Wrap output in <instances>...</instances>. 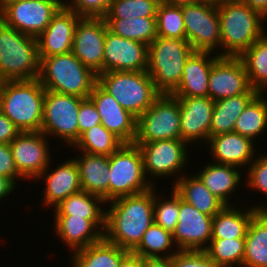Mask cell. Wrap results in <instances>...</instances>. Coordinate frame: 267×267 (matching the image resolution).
<instances>
[{"label":"cell","mask_w":267,"mask_h":267,"mask_svg":"<svg viewBox=\"0 0 267 267\" xmlns=\"http://www.w3.org/2000/svg\"><path fill=\"white\" fill-rule=\"evenodd\" d=\"M186 40L194 51L213 52L221 49V28L217 5L200 2L183 5ZM219 46V47H218Z\"/></svg>","instance_id":"13"},{"label":"cell","mask_w":267,"mask_h":267,"mask_svg":"<svg viewBox=\"0 0 267 267\" xmlns=\"http://www.w3.org/2000/svg\"><path fill=\"white\" fill-rule=\"evenodd\" d=\"M213 53L215 51H193L185 61L179 85L170 94L174 97H208L210 72L220 57Z\"/></svg>","instance_id":"22"},{"label":"cell","mask_w":267,"mask_h":267,"mask_svg":"<svg viewBox=\"0 0 267 267\" xmlns=\"http://www.w3.org/2000/svg\"><path fill=\"white\" fill-rule=\"evenodd\" d=\"M108 25L104 18L82 17L74 32L72 53L97 75L103 73V54Z\"/></svg>","instance_id":"16"},{"label":"cell","mask_w":267,"mask_h":267,"mask_svg":"<svg viewBox=\"0 0 267 267\" xmlns=\"http://www.w3.org/2000/svg\"><path fill=\"white\" fill-rule=\"evenodd\" d=\"M257 94L258 92L251 88L247 93L215 101L210 137L234 132L237 119Z\"/></svg>","instance_id":"31"},{"label":"cell","mask_w":267,"mask_h":267,"mask_svg":"<svg viewBox=\"0 0 267 267\" xmlns=\"http://www.w3.org/2000/svg\"><path fill=\"white\" fill-rule=\"evenodd\" d=\"M123 144L117 136L99 124L85 131L73 147L89 154L110 156Z\"/></svg>","instance_id":"38"},{"label":"cell","mask_w":267,"mask_h":267,"mask_svg":"<svg viewBox=\"0 0 267 267\" xmlns=\"http://www.w3.org/2000/svg\"><path fill=\"white\" fill-rule=\"evenodd\" d=\"M139 146L147 180L153 185L156 178H163L177 174L173 184L180 178V171L184 172L188 157V143L181 139L160 140L154 142H133ZM174 174V175H173ZM150 175L149 179L148 176ZM179 176V177H178ZM153 178V180H152ZM155 178V179H154ZM153 181V182H152Z\"/></svg>","instance_id":"12"},{"label":"cell","mask_w":267,"mask_h":267,"mask_svg":"<svg viewBox=\"0 0 267 267\" xmlns=\"http://www.w3.org/2000/svg\"><path fill=\"white\" fill-rule=\"evenodd\" d=\"M108 29L126 39L150 45L157 37L156 17L104 19Z\"/></svg>","instance_id":"37"},{"label":"cell","mask_w":267,"mask_h":267,"mask_svg":"<svg viewBox=\"0 0 267 267\" xmlns=\"http://www.w3.org/2000/svg\"><path fill=\"white\" fill-rule=\"evenodd\" d=\"M247 187L249 186L251 190H258L267 195V154L258 156L252 161V163L247 167ZM267 202L264 204H259L255 206L258 210H267Z\"/></svg>","instance_id":"43"},{"label":"cell","mask_w":267,"mask_h":267,"mask_svg":"<svg viewBox=\"0 0 267 267\" xmlns=\"http://www.w3.org/2000/svg\"><path fill=\"white\" fill-rule=\"evenodd\" d=\"M119 267H145V259L130 252L121 261Z\"/></svg>","instance_id":"50"},{"label":"cell","mask_w":267,"mask_h":267,"mask_svg":"<svg viewBox=\"0 0 267 267\" xmlns=\"http://www.w3.org/2000/svg\"><path fill=\"white\" fill-rule=\"evenodd\" d=\"M111 202V203H110ZM107 203L104 238L132 252L154 222V186Z\"/></svg>","instance_id":"1"},{"label":"cell","mask_w":267,"mask_h":267,"mask_svg":"<svg viewBox=\"0 0 267 267\" xmlns=\"http://www.w3.org/2000/svg\"><path fill=\"white\" fill-rule=\"evenodd\" d=\"M40 72L37 38L0 20V80H34Z\"/></svg>","instance_id":"5"},{"label":"cell","mask_w":267,"mask_h":267,"mask_svg":"<svg viewBox=\"0 0 267 267\" xmlns=\"http://www.w3.org/2000/svg\"><path fill=\"white\" fill-rule=\"evenodd\" d=\"M83 98L46 90L41 132L73 148L78 141V114Z\"/></svg>","instance_id":"11"},{"label":"cell","mask_w":267,"mask_h":267,"mask_svg":"<svg viewBox=\"0 0 267 267\" xmlns=\"http://www.w3.org/2000/svg\"><path fill=\"white\" fill-rule=\"evenodd\" d=\"M48 141L47 136L38 131L21 132L9 143L16 169L25 180H35L51 165Z\"/></svg>","instance_id":"14"},{"label":"cell","mask_w":267,"mask_h":267,"mask_svg":"<svg viewBox=\"0 0 267 267\" xmlns=\"http://www.w3.org/2000/svg\"><path fill=\"white\" fill-rule=\"evenodd\" d=\"M15 186L16 184L11 179L0 175V201L11 195L16 188Z\"/></svg>","instance_id":"49"},{"label":"cell","mask_w":267,"mask_h":267,"mask_svg":"<svg viewBox=\"0 0 267 267\" xmlns=\"http://www.w3.org/2000/svg\"><path fill=\"white\" fill-rule=\"evenodd\" d=\"M254 142L238 133H223L210 137L206 146L213 162L246 169L256 158ZM246 166V167H245Z\"/></svg>","instance_id":"23"},{"label":"cell","mask_w":267,"mask_h":267,"mask_svg":"<svg viewBox=\"0 0 267 267\" xmlns=\"http://www.w3.org/2000/svg\"><path fill=\"white\" fill-rule=\"evenodd\" d=\"M148 45L126 39L106 30L103 73L110 71H147Z\"/></svg>","instance_id":"17"},{"label":"cell","mask_w":267,"mask_h":267,"mask_svg":"<svg viewBox=\"0 0 267 267\" xmlns=\"http://www.w3.org/2000/svg\"><path fill=\"white\" fill-rule=\"evenodd\" d=\"M181 139L179 101L171 94H161L136 118L134 142Z\"/></svg>","instance_id":"10"},{"label":"cell","mask_w":267,"mask_h":267,"mask_svg":"<svg viewBox=\"0 0 267 267\" xmlns=\"http://www.w3.org/2000/svg\"><path fill=\"white\" fill-rule=\"evenodd\" d=\"M264 95L267 94L258 93L249 102L235 123V133L243 135L252 141L260 134H263L267 128V98Z\"/></svg>","instance_id":"36"},{"label":"cell","mask_w":267,"mask_h":267,"mask_svg":"<svg viewBox=\"0 0 267 267\" xmlns=\"http://www.w3.org/2000/svg\"><path fill=\"white\" fill-rule=\"evenodd\" d=\"M45 92L38 79L2 81L0 111L20 132L41 131Z\"/></svg>","instance_id":"3"},{"label":"cell","mask_w":267,"mask_h":267,"mask_svg":"<svg viewBox=\"0 0 267 267\" xmlns=\"http://www.w3.org/2000/svg\"><path fill=\"white\" fill-rule=\"evenodd\" d=\"M171 185L183 201L195 207L199 212L214 216L225 205L216 198L197 175L186 177L185 173Z\"/></svg>","instance_id":"28"},{"label":"cell","mask_w":267,"mask_h":267,"mask_svg":"<svg viewBox=\"0 0 267 267\" xmlns=\"http://www.w3.org/2000/svg\"><path fill=\"white\" fill-rule=\"evenodd\" d=\"M64 6L81 17L103 18L112 0H70ZM66 2V3H65ZM72 2V3H71Z\"/></svg>","instance_id":"44"},{"label":"cell","mask_w":267,"mask_h":267,"mask_svg":"<svg viewBox=\"0 0 267 267\" xmlns=\"http://www.w3.org/2000/svg\"><path fill=\"white\" fill-rule=\"evenodd\" d=\"M99 124L101 118L94 103L89 98L83 99L78 114V140L85 131Z\"/></svg>","instance_id":"46"},{"label":"cell","mask_w":267,"mask_h":267,"mask_svg":"<svg viewBox=\"0 0 267 267\" xmlns=\"http://www.w3.org/2000/svg\"><path fill=\"white\" fill-rule=\"evenodd\" d=\"M204 251L220 267H242L245 238L211 239Z\"/></svg>","instance_id":"39"},{"label":"cell","mask_w":267,"mask_h":267,"mask_svg":"<svg viewBox=\"0 0 267 267\" xmlns=\"http://www.w3.org/2000/svg\"><path fill=\"white\" fill-rule=\"evenodd\" d=\"M156 189L157 188L154 186V222L164 230L172 233L178 223L179 195L172 188L170 199H166L165 197V199L161 201V197L157 196Z\"/></svg>","instance_id":"42"},{"label":"cell","mask_w":267,"mask_h":267,"mask_svg":"<svg viewBox=\"0 0 267 267\" xmlns=\"http://www.w3.org/2000/svg\"><path fill=\"white\" fill-rule=\"evenodd\" d=\"M20 130L0 111V143L9 144L19 134Z\"/></svg>","instance_id":"48"},{"label":"cell","mask_w":267,"mask_h":267,"mask_svg":"<svg viewBox=\"0 0 267 267\" xmlns=\"http://www.w3.org/2000/svg\"><path fill=\"white\" fill-rule=\"evenodd\" d=\"M221 28V50L219 56L239 57L264 31L265 19L247 4L232 0L217 5ZM224 48V49H223ZM224 50V52H223Z\"/></svg>","instance_id":"2"},{"label":"cell","mask_w":267,"mask_h":267,"mask_svg":"<svg viewBox=\"0 0 267 267\" xmlns=\"http://www.w3.org/2000/svg\"><path fill=\"white\" fill-rule=\"evenodd\" d=\"M95 105L101 125L117 136L124 144H131L136 136V117L125 110L98 83L88 97Z\"/></svg>","instance_id":"20"},{"label":"cell","mask_w":267,"mask_h":267,"mask_svg":"<svg viewBox=\"0 0 267 267\" xmlns=\"http://www.w3.org/2000/svg\"><path fill=\"white\" fill-rule=\"evenodd\" d=\"M212 222V216L199 212L179 196L178 223L172 232L177 250L204 251L212 239Z\"/></svg>","instance_id":"15"},{"label":"cell","mask_w":267,"mask_h":267,"mask_svg":"<svg viewBox=\"0 0 267 267\" xmlns=\"http://www.w3.org/2000/svg\"><path fill=\"white\" fill-rule=\"evenodd\" d=\"M242 267H267V210H259L249 223Z\"/></svg>","instance_id":"32"},{"label":"cell","mask_w":267,"mask_h":267,"mask_svg":"<svg viewBox=\"0 0 267 267\" xmlns=\"http://www.w3.org/2000/svg\"><path fill=\"white\" fill-rule=\"evenodd\" d=\"M145 267H173L172 260L168 259H145Z\"/></svg>","instance_id":"52"},{"label":"cell","mask_w":267,"mask_h":267,"mask_svg":"<svg viewBox=\"0 0 267 267\" xmlns=\"http://www.w3.org/2000/svg\"><path fill=\"white\" fill-rule=\"evenodd\" d=\"M207 164L196 175L206 188L218 198L225 206H232L231 196L242 182V172L238 167L219 163ZM240 171V172H239ZM234 192V193H233Z\"/></svg>","instance_id":"27"},{"label":"cell","mask_w":267,"mask_h":267,"mask_svg":"<svg viewBox=\"0 0 267 267\" xmlns=\"http://www.w3.org/2000/svg\"><path fill=\"white\" fill-rule=\"evenodd\" d=\"M163 1L174 6L193 5L202 2L201 0H163Z\"/></svg>","instance_id":"53"},{"label":"cell","mask_w":267,"mask_h":267,"mask_svg":"<svg viewBox=\"0 0 267 267\" xmlns=\"http://www.w3.org/2000/svg\"><path fill=\"white\" fill-rule=\"evenodd\" d=\"M38 80L45 90L86 99L97 83V74L69 52L40 59Z\"/></svg>","instance_id":"4"},{"label":"cell","mask_w":267,"mask_h":267,"mask_svg":"<svg viewBox=\"0 0 267 267\" xmlns=\"http://www.w3.org/2000/svg\"><path fill=\"white\" fill-rule=\"evenodd\" d=\"M97 83L136 118L161 95L147 71L104 72Z\"/></svg>","instance_id":"6"},{"label":"cell","mask_w":267,"mask_h":267,"mask_svg":"<svg viewBox=\"0 0 267 267\" xmlns=\"http://www.w3.org/2000/svg\"><path fill=\"white\" fill-rule=\"evenodd\" d=\"M193 51L186 39L159 36L148 46L147 73L161 94H170L179 85L185 61Z\"/></svg>","instance_id":"7"},{"label":"cell","mask_w":267,"mask_h":267,"mask_svg":"<svg viewBox=\"0 0 267 267\" xmlns=\"http://www.w3.org/2000/svg\"><path fill=\"white\" fill-rule=\"evenodd\" d=\"M247 4L252 10L259 12L267 19V0H239Z\"/></svg>","instance_id":"51"},{"label":"cell","mask_w":267,"mask_h":267,"mask_svg":"<svg viewBox=\"0 0 267 267\" xmlns=\"http://www.w3.org/2000/svg\"><path fill=\"white\" fill-rule=\"evenodd\" d=\"M251 89L247 71L239 57L220 56L213 64L208 97L214 102L247 93Z\"/></svg>","instance_id":"18"},{"label":"cell","mask_w":267,"mask_h":267,"mask_svg":"<svg viewBox=\"0 0 267 267\" xmlns=\"http://www.w3.org/2000/svg\"><path fill=\"white\" fill-rule=\"evenodd\" d=\"M0 175L11 179L15 184H17L16 180H24L16 169L9 144L0 143Z\"/></svg>","instance_id":"47"},{"label":"cell","mask_w":267,"mask_h":267,"mask_svg":"<svg viewBox=\"0 0 267 267\" xmlns=\"http://www.w3.org/2000/svg\"><path fill=\"white\" fill-rule=\"evenodd\" d=\"M79 169L81 189L109 202V156L82 152L73 158Z\"/></svg>","instance_id":"26"},{"label":"cell","mask_w":267,"mask_h":267,"mask_svg":"<svg viewBox=\"0 0 267 267\" xmlns=\"http://www.w3.org/2000/svg\"><path fill=\"white\" fill-rule=\"evenodd\" d=\"M162 0H112L104 19L156 17Z\"/></svg>","instance_id":"41"},{"label":"cell","mask_w":267,"mask_h":267,"mask_svg":"<svg viewBox=\"0 0 267 267\" xmlns=\"http://www.w3.org/2000/svg\"><path fill=\"white\" fill-rule=\"evenodd\" d=\"M224 206L213 216L212 239L245 238L252 217L259 211L252 207L244 209ZM248 208V209H247ZM237 209V210H236Z\"/></svg>","instance_id":"30"},{"label":"cell","mask_w":267,"mask_h":267,"mask_svg":"<svg viewBox=\"0 0 267 267\" xmlns=\"http://www.w3.org/2000/svg\"><path fill=\"white\" fill-rule=\"evenodd\" d=\"M201 1L218 5V4H221L227 1H232V0H201Z\"/></svg>","instance_id":"54"},{"label":"cell","mask_w":267,"mask_h":267,"mask_svg":"<svg viewBox=\"0 0 267 267\" xmlns=\"http://www.w3.org/2000/svg\"><path fill=\"white\" fill-rule=\"evenodd\" d=\"M54 219L56 235L72 252L104 237L105 220H88L73 215H54Z\"/></svg>","instance_id":"25"},{"label":"cell","mask_w":267,"mask_h":267,"mask_svg":"<svg viewBox=\"0 0 267 267\" xmlns=\"http://www.w3.org/2000/svg\"><path fill=\"white\" fill-rule=\"evenodd\" d=\"M106 202L95 195L83 190L71 194L53 210L54 215H73L88 220H105L106 210L101 208Z\"/></svg>","instance_id":"34"},{"label":"cell","mask_w":267,"mask_h":267,"mask_svg":"<svg viewBox=\"0 0 267 267\" xmlns=\"http://www.w3.org/2000/svg\"><path fill=\"white\" fill-rule=\"evenodd\" d=\"M48 166L37 178L45 181V191L43 192V205L50 209V206L56 207L71 194L81 191L79 169L72 158L57 165L55 169ZM52 170V171H51ZM47 172V173H46ZM49 172V173H48Z\"/></svg>","instance_id":"24"},{"label":"cell","mask_w":267,"mask_h":267,"mask_svg":"<svg viewBox=\"0 0 267 267\" xmlns=\"http://www.w3.org/2000/svg\"><path fill=\"white\" fill-rule=\"evenodd\" d=\"M180 107L181 140L207 144L215 102L209 97H176ZM205 141V142H204Z\"/></svg>","instance_id":"19"},{"label":"cell","mask_w":267,"mask_h":267,"mask_svg":"<svg viewBox=\"0 0 267 267\" xmlns=\"http://www.w3.org/2000/svg\"><path fill=\"white\" fill-rule=\"evenodd\" d=\"M130 252L104 237L87 247L71 252L72 267H119Z\"/></svg>","instance_id":"29"},{"label":"cell","mask_w":267,"mask_h":267,"mask_svg":"<svg viewBox=\"0 0 267 267\" xmlns=\"http://www.w3.org/2000/svg\"><path fill=\"white\" fill-rule=\"evenodd\" d=\"M239 58L247 71L251 88L258 93L267 90V34L257 39Z\"/></svg>","instance_id":"33"},{"label":"cell","mask_w":267,"mask_h":267,"mask_svg":"<svg viewBox=\"0 0 267 267\" xmlns=\"http://www.w3.org/2000/svg\"><path fill=\"white\" fill-rule=\"evenodd\" d=\"M63 5L62 0H0V20L37 38Z\"/></svg>","instance_id":"9"},{"label":"cell","mask_w":267,"mask_h":267,"mask_svg":"<svg viewBox=\"0 0 267 267\" xmlns=\"http://www.w3.org/2000/svg\"><path fill=\"white\" fill-rule=\"evenodd\" d=\"M156 26L159 37L186 39L181 6L170 5L162 0L157 8Z\"/></svg>","instance_id":"40"},{"label":"cell","mask_w":267,"mask_h":267,"mask_svg":"<svg viewBox=\"0 0 267 267\" xmlns=\"http://www.w3.org/2000/svg\"><path fill=\"white\" fill-rule=\"evenodd\" d=\"M170 259L173 267H220L205 251L178 250Z\"/></svg>","instance_id":"45"},{"label":"cell","mask_w":267,"mask_h":267,"mask_svg":"<svg viewBox=\"0 0 267 267\" xmlns=\"http://www.w3.org/2000/svg\"><path fill=\"white\" fill-rule=\"evenodd\" d=\"M109 202L145 192L153 187L144 173L143 157L136 144H123L109 156Z\"/></svg>","instance_id":"8"},{"label":"cell","mask_w":267,"mask_h":267,"mask_svg":"<svg viewBox=\"0 0 267 267\" xmlns=\"http://www.w3.org/2000/svg\"><path fill=\"white\" fill-rule=\"evenodd\" d=\"M81 18L63 5L37 37L39 58L72 52L75 27Z\"/></svg>","instance_id":"21"},{"label":"cell","mask_w":267,"mask_h":267,"mask_svg":"<svg viewBox=\"0 0 267 267\" xmlns=\"http://www.w3.org/2000/svg\"><path fill=\"white\" fill-rule=\"evenodd\" d=\"M171 248H176V251ZM177 251V247H175L172 238V233L164 230L161 226L153 222L146 230L141 242L132 253L143 259H168Z\"/></svg>","instance_id":"35"}]
</instances>
